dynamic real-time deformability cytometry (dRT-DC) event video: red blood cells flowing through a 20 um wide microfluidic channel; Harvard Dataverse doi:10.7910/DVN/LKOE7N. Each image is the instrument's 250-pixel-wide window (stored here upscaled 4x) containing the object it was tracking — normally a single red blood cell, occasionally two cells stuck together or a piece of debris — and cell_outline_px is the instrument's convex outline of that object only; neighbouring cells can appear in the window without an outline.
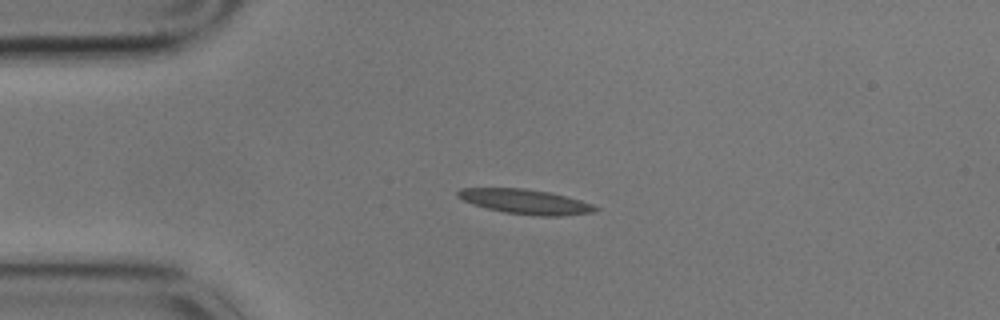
{"species": "common noctule bat (a hibernating species)", "species_latin": "Nyctalus noctula", "temperature_condition": "cold", "stored_images_in_passage": 57, "camera_frame_rate_fps": 3000, "um_per_image_px": 0.085, "animal": {"sex": "male", "body_mass_g": 17.9}, "frame": {"image": 1, "passage_image": 12, "time_ms": 3.667, "image_size_px": [1000, 320], "cell_outline_px": [[600, 208], [592, 212], [564, 216], [536, 216], [504, 212], [472, 204], [456, 196], [456, 192], [460, 188], [524, 188], [548, 192], [580, 200], [592, 204]], "centroid_in_image_um": [44.65, 17.14], "position_along_channel_um": 40.4, "area_um2": 19.71}}
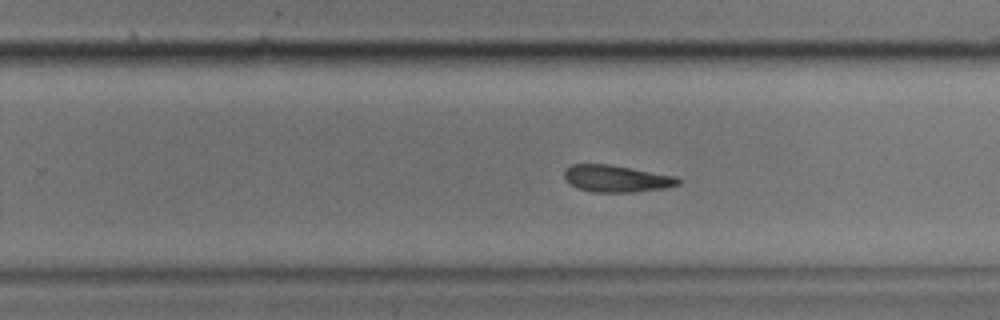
{"frame": {"image": 2, "passage_image": 35, "time_ms": 11.333, "image_size_px": [1000, 320], "cell_outline_px": [[680, 184], [664, 188], [632, 192], [592, 192], [576, 188], [568, 184], [564, 176], [564, 172], [572, 164], [608, 164], [672, 176], [680, 180]], "centroid_in_image_um": [52.32, 15.19], "position_along_channel_um": 277.5, "area_um2": 17.57}}
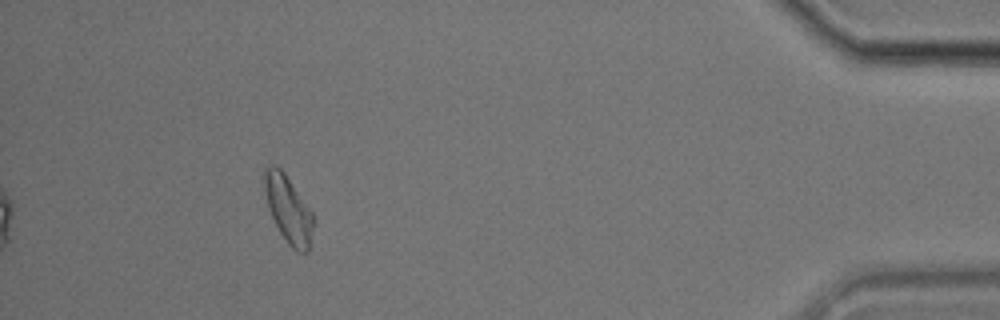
{"frame": {"image": 3, "passage_image": 52, "time_ms": 17.0, "image_size_px": [1000, 320], "cell_outline_px": [[316, 220], [308, 252], [296, 252], [288, 244], [280, 232], [268, 208], [264, 192], [264, 168], [272, 164], [276, 164], [284, 172], [312, 212]], "centroid_in_image_um": [24.52, 17.79], "position_along_channel_um": 410.7, "area_um2": 19.31}, "authors_computed_cell_mechanics": {"area_um2": 18.785, "velocity_mm_per_s": 3.3979, "shape_relaxation_time_tau1_ms": 11.3275, "shape_relaxation_time_tau2_ms": null, "deformation_change_tau1": 0.2069, "deformation_change_tau2": null}}